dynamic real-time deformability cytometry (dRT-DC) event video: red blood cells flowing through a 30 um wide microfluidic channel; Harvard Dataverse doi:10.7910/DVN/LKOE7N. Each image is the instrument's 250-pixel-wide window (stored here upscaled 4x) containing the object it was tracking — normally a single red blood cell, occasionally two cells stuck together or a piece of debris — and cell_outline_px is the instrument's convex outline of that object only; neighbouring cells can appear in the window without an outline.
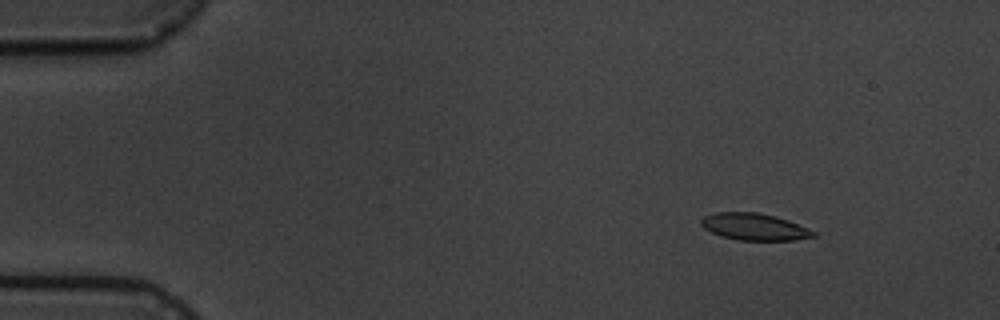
{"species": "common noctule bat (a hibernating species)", "species_latin": "Nyctalus noctula", "temperature_condition": "cold", "stored_images_in_passage": 4, "camera_frame_rate_fps": 3000, "um_per_image_px": 0.085, "animal": {"sex": "male", "body_mass_g": 19.5, "forearm_length_mm": 54.6}, "frame": {"image": 1, "passage_image": 2, "time_ms": 1.0, "image_size_px": [1000, 320], "cell_outline_px": [[816, 236], [796, 240], [736, 240], [720, 236], [704, 228], [700, 224], [700, 220], [704, 216], [716, 212], [756, 212], [776, 216], [788, 220], [808, 228], [816, 232]], "centroid_in_image_um": [64.11, 19.28], "position_along_channel_um": 20.9, "area_um2": 17.69}}
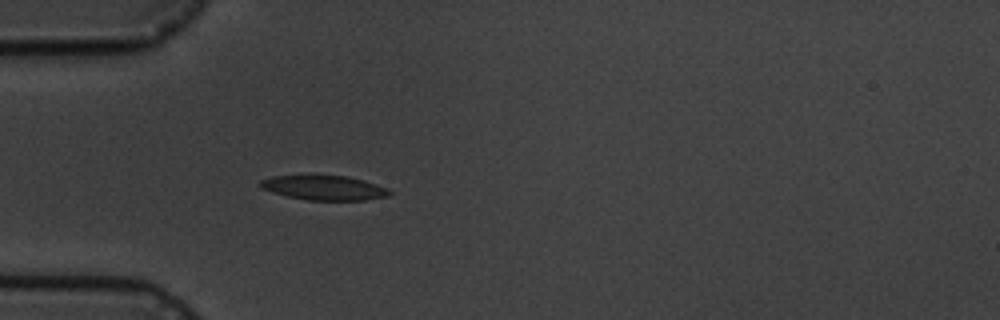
{"frame": {"image": 2, "passage_image": 4, "time_ms": 4.333, "image_size_px": [1000, 320], "cell_outline_px": [[392, 192], [388, 196], [364, 200], [308, 200], [288, 196], [272, 192], [260, 188], [260, 180], [272, 176], [308, 172], [316, 172], [348, 176], [364, 180], [388, 188]], "centroid_in_image_um": [27.5, 15.89], "position_along_channel_um": 57.5, "area_um2": 19.54}}